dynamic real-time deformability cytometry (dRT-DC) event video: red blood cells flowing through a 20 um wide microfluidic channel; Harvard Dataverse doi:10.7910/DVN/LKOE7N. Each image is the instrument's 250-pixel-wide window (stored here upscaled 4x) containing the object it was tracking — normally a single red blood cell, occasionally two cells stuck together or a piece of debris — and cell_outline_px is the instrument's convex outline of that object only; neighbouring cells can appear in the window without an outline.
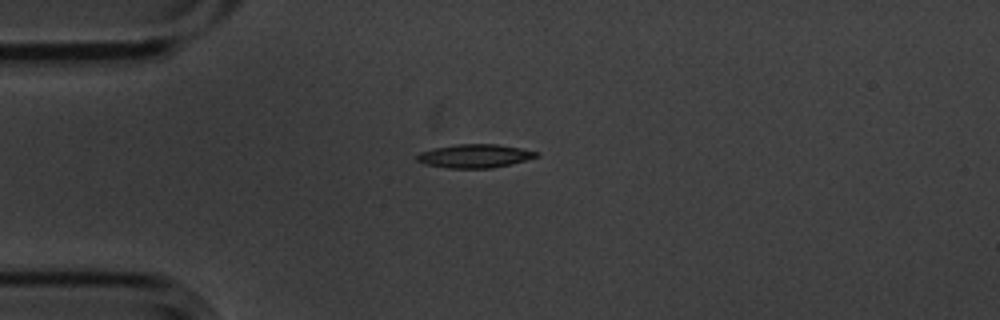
{"species": "common noctule bat (a hibernating species)", "species_latin": "Nyctalus noctula", "temperature_condition": "cold", "stored_images_in_passage": 1, "camera_frame_rate_fps": 3000, "um_per_image_px": 0.085, "animal": {"sex": "male", "body_mass_g": 20.1, "forearm_length_mm": 53.5}, "frame": {"image": 1, "passage_image": 1, "time_ms": 0.0, "image_size_px": [1000, 320], "cell_outline_px": [[540, 156], [492, 168], [448, 168], [424, 164], [416, 160], [416, 156], [420, 152], [432, 148], [456, 144], [496, 144], [520, 148], [540, 152]], "centroid_in_image_um": [40.32, 13.25], "position_along_channel_um": 44.7, "area_um2": 16.36}}